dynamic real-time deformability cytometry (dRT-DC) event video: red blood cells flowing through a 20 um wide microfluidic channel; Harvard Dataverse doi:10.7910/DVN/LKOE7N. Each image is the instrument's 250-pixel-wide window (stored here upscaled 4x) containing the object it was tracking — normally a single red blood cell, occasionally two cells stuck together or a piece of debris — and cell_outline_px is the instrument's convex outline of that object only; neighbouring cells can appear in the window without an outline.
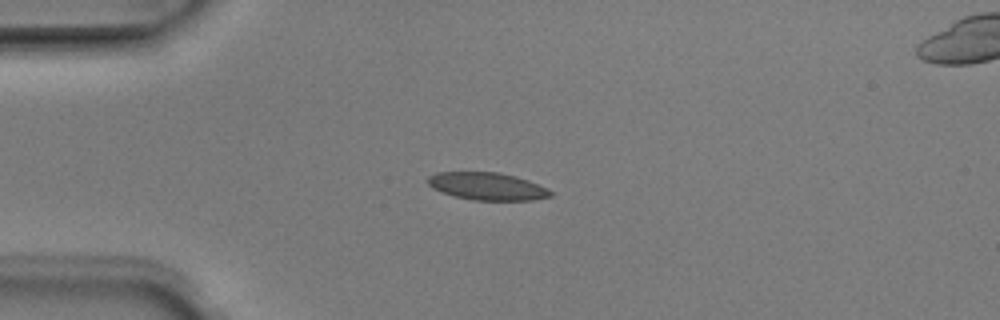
{"species": "Egyptian fruit bat (a non-hibernating species)", "species_latin": "Rousettus aegyptiacus", "temperature_condition": "room temperature", "stored_images_in_passage": 4, "camera_frame_rate_fps": 3000, "um_per_image_px": 0.085, "animal": {"sex": "male"}, "frame": {"image": 1, "passage_image": 2, "time_ms": 0.333, "image_size_px": [1000, 320], "cell_outline_px": [[552, 196], [532, 200], [472, 200], [440, 192], [432, 188], [428, 184], [428, 176], [436, 172], [500, 172], [516, 176], [528, 180], [548, 188], [552, 192]], "centroid_in_image_um": [41.41, 15.83], "position_along_channel_um": 43.6, "area_um2": 19.77}}
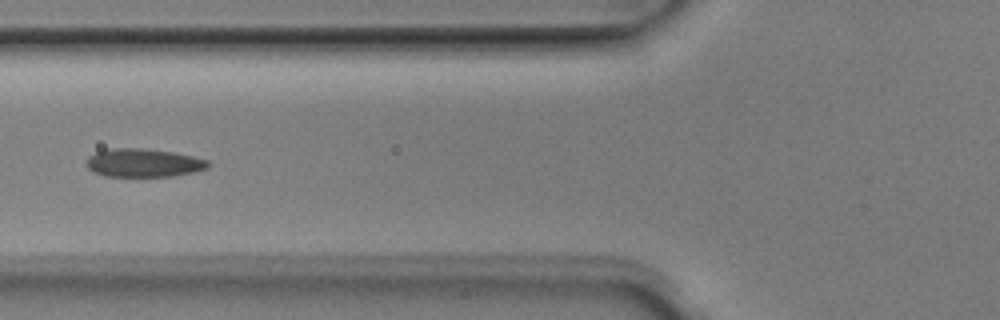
{"frame": {"image": 2, "passage_image": 4, "time_ms": 1.0, "image_size_px": [1000, 320], "cell_outline_px": [[212, 164], [208, 168], [192, 172], [172, 176], [104, 176], [92, 172], [84, 164], [88, 156], [96, 152], [108, 148], [140, 148], [172, 152], [192, 156], [208, 160]], "centroid_in_image_um": [12.15, 13.84], "position_along_channel_um": 113.6, "area_um2": 20.23}}